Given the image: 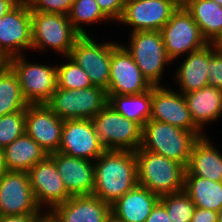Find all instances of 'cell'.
<instances>
[{
  "label": "cell",
  "mask_w": 222,
  "mask_h": 222,
  "mask_svg": "<svg viewBox=\"0 0 222 222\" xmlns=\"http://www.w3.org/2000/svg\"><path fill=\"white\" fill-rule=\"evenodd\" d=\"M95 162L92 195L105 203L112 205L138 184L135 152L105 150Z\"/></svg>",
  "instance_id": "1"
},
{
  "label": "cell",
  "mask_w": 222,
  "mask_h": 222,
  "mask_svg": "<svg viewBox=\"0 0 222 222\" xmlns=\"http://www.w3.org/2000/svg\"><path fill=\"white\" fill-rule=\"evenodd\" d=\"M137 181L159 197L184 191L186 167L160 154L138 149Z\"/></svg>",
  "instance_id": "2"
},
{
  "label": "cell",
  "mask_w": 222,
  "mask_h": 222,
  "mask_svg": "<svg viewBox=\"0 0 222 222\" xmlns=\"http://www.w3.org/2000/svg\"><path fill=\"white\" fill-rule=\"evenodd\" d=\"M202 132H190L168 123L149 120L142 127L139 149L160 154L187 167L191 150Z\"/></svg>",
  "instance_id": "3"
},
{
  "label": "cell",
  "mask_w": 222,
  "mask_h": 222,
  "mask_svg": "<svg viewBox=\"0 0 222 222\" xmlns=\"http://www.w3.org/2000/svg\"><path fill=\"white\" fill-rule=\"evenodd\" d=\"M91 121L100 143L106 150L135 152L141 147L142 127L116 112L109 104Z\"/></svg>",
  "instance_id": "4"
},
{
  "label": "cell",
  "mask_w": 222,
  "mask_h": 222,
  "mask_svg": "<svg viewBox=\"0 0 222 222\" xmlns=\"http://www.w3.org/2000/svg\"><path fill=\"white\" fill-rule=\"evenodd\" d=\"M108 104L107 91L98 86L83 89L56 88L46 105L63 120L92 119Z\"/></svg>",
  "instance_id": "5"
},
{
  "label": "cell",
  "mask_w": 222,
  "mask_h": 222,
  "mask_svg": "<svg viewBox=\"0 0 222 222\" xmlns=\"http://www.w3.org/2000/svg\"><path fill=\"white\" fill-rule=\"evenodd\" d=\"M32 48L50 46L65 57L81 36L71 24L68 15L31 11Z\"/></svg>",
  "instance_id": "6"
},
{
  "label": "cell",
  "mask_w": 222,
  "mask_h": 222,
  "mask_svg": "<svg viewBox=\"0 0 222 222\" xmlns=\"http://www.w3.org/2000/svg\"><path fill=\"white\" fill-rule=\"evenodd\" d=\"M16 74L28 104H46L57 88V67L25 61L22 55L5 62Z\"/></svg>",
  "instance_id": "7"
},
{
  "label": "cell",
  "mask_w": 222,
  "mask_h": 222,
  "mask_svg": "<svg viewBox=\"0 0 222 222\" xmlns=\"http://www.w3.org/2000/svg\"><path fill=\"white\" fill-rule=\"evenodd\" d=\"M130 36L129 48L134 62L152 86H160L164 65L169 59L161 31H137Z\"/></svg>",
  "instance_id": "8"
},
{
  "label": "cell",
  "mask_w": 222,
  "mask_h": 222,
  "mask_svg": "<svg viewBox=\"0 0 222 222\" xmlns=\"http://www.w3.org/2000/svg\"><path fill=\"white\" fill-rule=\"evenodd\" d=\"M117 46L114 42L98 44L89 35H81L73 45L69 57L88 74L93 86L107 91L112 51Z\"/></svg>",
  "instance_id": "9"
},
{
  "label": "cell",
  "mask_w": 222,
  "mask_h": 222,
  "mask_svg": "<svg viewBox=\"0 0 222 222\" xmlns=\"http://www.w3.org/2000/svg\"><path fill=\"white\" fill-rule=\"evenodd\" d=\"M32 48L31 10L26 0L0 18V60L20 56V49Z\"/></svg>",
  "instance_id": "10"
},
{
  "label": "cell",
  "mask_w": 222,
  "mask_h": 222,
  "mask_svg": "<svg viewBox=\"0 0 222 222\" xmlns=\"http://www.w3.org/2000/svg\"><path fill=\"white\" fill-rule=\"evenodd\" d=\"M28 172L6 170L0 176V216L40 214Z\"/></svg>",
  "instance_id": "11"
},
{
  "label": "cell",
  "mask_w": 222,
  "mask_h": 222,
  "mask_svg": "<svg viewBox=\"0 0 222 222\" xmlns=\"http://www.w3.org/2000/svg\"><path fill=\"white\" fill-rule=\"evenodd\" d=\"M160 31L170 60L176 59L185 52L191 53L201 49L208 44L199 26L186 9H177Z\"/></svg>",
  "instance_id": "12"
},
{
  "label": "cell",
  "mask_w": 222,
  "mask_h": 222,
  "mask_svg": "<svg viewBox=\"0 0 222 222\" xmlns=\"http://www.w3.org/2000/svg\"><path fill=\"white\" fill-rule=\"evenodd\" d=\"M152 87L134 62L132 55L125 46L119 44L112 51L107 94L137 95Z\"/></svg>",
  "instance_id": "13"
},
{
  "label": "cell",
  "mask_w": 222,
  "mask_h": 222,
  "mask_svg": "<svg viewBox=\"0 0 222 222\" xmlns=\"http://www.w3.org/2000/svg\"><path fill=\"white\" fill-rule=\"evenodd\" d=\"M64 120L46 104H29L25 110V133L35 140L47 155L58 152Z\"/></svg>",
  "instance_id": "14"
},
{
  "label": "cell",
  "mask_w": 222,
  "mask_h": 222,
  "mask_svg": "<svg viewBox=\"0 0 222 222\" xmlns=\"http://www.w3.org/2000/svg\"><path fill=\"white\" fill-rule=\"evenodd\" d=\"M105 150L94 131L91 119L64 120L58 152L95 161Z\"/></svg>",
  "instance_id": "15"
},
{
  "label": "cell",
  "mask_w": 222,
  "mask_h": 222,
  "mask_svg": "<svg viewBox=\"0 0 222 222\" xmlns=\"http://www.w3.org/2000/svg\"><path fill=\"white\" fill-rule=\"evenodd\" d=\"M176 10L169 0H126L118 21L133 26V32L160 31Z\"/></svg>",
  "instance_id": "16"
},
{
  "label": "cell",
  "mask_w": 222,
  "mask_h": 222,
  "mask_svg": "<svg viewBox=\"0 0 222 222\" xmlns=\"http://www.w3.org/2000/svg\"><path fill=\"white\" fill-rule=\"evenodd\" d=\"M27 172L35 200L40 208L47 203L52 210L71 197L56 169L54 160L49 155Z\"/></svg>",
  "instance_id": "17"
},
{
  "label": "cell",
  "mask_w": 222,
  "mask_h": 222,
  "mask_svg": "<svg viewBox=\"0 0 222 222\" xmlns=\"http://www.w3.org/2000/svg\"><path fill=\"white\" fill-rule=\"evenodd\" d=\"M150 120L168 123L190 132H202L191 118L184 94L166 87H152Z\"/></svg>",
  "instance_id": "18"
},
{
  "label": "cell",
  "mask_w": 222,
  "mask_h": 222,
  "mask_svg": "<svg viewBox=\"0 0 222 222\" xmlns=\"http://www.w3.org/2000/svg\"><path fill=\"white\" fill-rule=\"evenodd\" d=\"M49 156L54 160L56 169L71 196L93 194L94 163L61 152H55Z\"/></svg>",
  "instance_id": "19"
},
{
  "label": "cell",
  "mask_w": 222,
  "mask_h": 222,
  "mask_svg": "<svg viewBox=\"0 0 222 222\" xmlns=\"http://www.w3.org/2000/svg\"><path fill=\"white\" fill-rule=\"evenodd\" d=\"M48 213L57 222H105L111 205L94 195L71 196Z\"/></svg>",
  "instance_id": "20"
},
{
  "label": "cell",
  "mask_w": 222,
  "mask_h": 222,
  "mask_svg": "<svg viewBox=\"0 0 222 222\" xmlns=\"http://www.w3.org/2000/svg\"><path fill=\"white\" fill-rule=\"evenodd\" d=\"M159 198L137 184L111 205V213L121 222H145Z\"/></svg>",
  "instance_id": "21"
},
{
  "label": "cell",
  "mask_w": 222,
  "mask_h": 222,
  "mask_svg": "<svg viewBox=\"0 0 222 222\" xmlns=\"http://www.w3.org/2000/svg\"><path fill=\"white\" fill-rule=\"evenodd\" d=\"M206 137L203 135L194 143L185 176H200L211 181H222V155Z\"/></svg>",
  "instance_id": "22"
},
{
  "label": "cell",
  "mask_w": 222,
  "mask_h": 222,
  "mask_svg": "<svg viewBox=\"0 0 222 222\" xmlns=\"http://www.w3.org/2000/svg\"><path fill=\"white\" fill-rule=\"evenodd\" d=\"M213 48L214 44L208 43L201 49L188 53L176 74L181 93L186 94L208 86V55Z\"/></svg>",
  "instance_id": "23"
},
{
  "label": "cell",
  "mask_w": 222,
  "mask_h": 222,
  "mask_svg": "<svg viewBox=\"0 0 222 222\" xmlns=\"http://www.w3.org/2000/svg\"><path fill=\"white\" fill-rule=\"evenodd\" d=\"M194 124L201 130L207 122L218 119L222 114V90L205 86L184 94Z\"/></svg>",
  "instance_id": "24"
},
{
  "label": "cell",
  "mask_w": 222,
  "mask_h": 222,
  "mask_svg": "<svg viewBox=\"0 0 222 222\" xmlns=\"http://www.w3.org/2000/svg\"><path fill=\"white\" fill-rule=\"evenodd\" d=\"M186 11L208 43L222 46V6L213 0H193Z\"/></svg>",
  "instance_id": "25"
},
{
  "label": "cell",
  "mask_w": 222,
  "mask_h": 222,
  "mask_svg": "<svg viewBox=\"0 0 222 222\" xmlns=\"http://www.w3.org/2000/svg\"><path fill=\"white\" fill-rule=\"evenodd\" d=\"M46 156L47 153L26 133L3 149L6 170L27 172Z\"/></svg>",
  "instance_id": "26"
},
{
  "label": "cell",
  "mask_w": 222,
  "mask_h": 222,
  "mask_svg": "<svg viewBox=\"0 0 222 222\" xmlns=\"http://www.w3.org/2000/svg\"><path fill=\"white\" fill-rule=\"evenodd\" d=\"M184 192L195 207L218 212L222 208V181L200 176H185Z\"/></svg>",
  "instance_id": "27"
},
{
  "label": "cell",
  "mask_w": 222,
  "mask_h": 222,
  "mask_svg": "<svg viewBox=\"0 0 222 222\" xmlns=\"http://www.w3.org/2000/svg\"><path fill=\"white\" fill-rule=\"evenodd\" d=\"M108 104L118 113L143 127L151 117L152 88L142 94H107Z\"/></svg>",
  "instance_id": "28"
},
{
  "label": "cell",
  "mask_w": 222,
  "mask_h": 222,
  "mask_svg": "<svg viewBox=\"0 0 222 222\" xmlns=\"http://www.w3.org/2000/svg\"><path fill=\"white\" fill-rule=\"evenodd\" d=\"M28 105L16 74L3 62L0 66V116L26 110Z\"/></svg>",
  "instance_id": "29"
},
{
  "label": "cell",
  "mask_w": 222,
  "mask_h": 222,
  "mask_svg": "<svg viewBox=\"0 0 222 222\" xmlns=\"http://www.w3.org/2000/svg\"><path fill=\"white\" fill-rule=\"evenodd\" d=\"M68 18L80 35H88L79 23L92 24L109 18L102 12L96 0H74Z\"/></svg>",
  "instance_id": "30"
},
{
  "label": "cell",
  "mask_w": 222,
  "mask_h": 222,
  "mask_svg": "<svg viewBox=\"0 0 222 222\" xmlns=\"http://www.w3.org/2000/svg\"><path fill=\"white\" fill-rule=\"evenodd\" d=\"M159 201L165 206L171 222H191L196 207L184 191L160 196Z\"/></svg>",
  "instance_id": "31"
},
{
  "label": "cell",
  "mask_w": 222,
  "mask_h": 222,
  "mask_svg": "<svg viewBox=\"0 0 222 222\" xmlns=\"http://www.w3.org/2000/svg\"><path fill=\"white\" fill-rule=\"evenodd\" d=\"M69 62L57 67V87L60 89H83L93 86L88 74L73 61L66 56Z\"/></svg>",
  "instance_id": "32"
},
{
  "label": "cell",
  "mask_w": 222,
  "mask_h": 222,
  "mask_svg": "<svg viewBox=\"0 0 222 222\" xmlns=\"http://www.w3.org/2000/svg\"><path fill=\"white\" fill-rule=\"evenodd\" d=\"M25 133V110L0 116V149Z\"/></svg>",
  "instance_id": "33"
},
{
  "label": "cell",
  "mask_w": 222,
  "mask_h": 222,
  "mask_svg": "<svg viewBox=\"0 0 222 222\" xmlns=\"http://www.w3.org/2000/svg\"><path fill=\"white\" fill-rule=\"evenodd\" d=\"M31 11L68 15L74 0H26Z\"/></svg>",
  "instance_id": "34"
},
{
  "label": "cell",
  "mask_w": 222,
  "mask_h": 222,
  "mask_svg": "<svg viewBox=\"0 0 222 222\" xmlns=\"http://www.w3.org/2000/svg\"><path fill=\"white\" fill-rule=\"evenodd\" d=\"M208 86L222 90V46L214 44V50L208 55Z\"/></svg>",
  "instance_id": "35"
},
{
  "label": "cell",
  "mask_w": 222,
  "mask_h": 222,
  "mask_svg": "<svg viewBox=\"0 0 222 222\" xmlns=\"http://www.w3.org/2000/svg\"><path fill=\"white\" fill-rule=\"evenodd\" d=\"M102 12L110 19L121 18L126 0H96Z\"/></svg>",
  "instance_id": "36"
},
{
  "label": "cell",
  "mask_w": 222,
  "mask_h": 222,
  "mask_svg": "<svg viewBox=\"0 0 222 222\" xmlns=\"http://www.w3.org/2000/svg\"><path fill=\"white\" fill-rule=\"evenodd\" d=\"M145 222H171L165 206L158 201Z\"/></svg>",
  "instance_id": "37"
},
{
  "label": "cell",
  "mask_w": 222,
  "mask_h": 222,
  "mask_svg": "<svg viewBox=\"0 0 222 222\" xmlns=\"http://www.w3.org/2000/svg\"><path fill=\"white\" fill-rule=\"evenodd\" d=\"M191 222H218V212L196 207Z\"/></svg>",
  "instance_id": "38"
},
{
  "label": "cell",
  "mask_w": 222,
  "mask_h": 222,
  "mask_svg": "<svg viewBox=\"0 0 222 222\" xmlns=\"http://www.w3.org/2000/svg\"><path fill=\"white\" fill-rule=\"evenodd\" d=\"M40 216L6 215L0 216V222H36Z\"/></svg>",
  "instance_id": "39"
},
{
  "label": "cell",
  "mask_w": 222,
  "mask_h": 222,
  "mask_svg": "<svg viewBox=\"0 0 222 222\" xmlns=\"http://www.w3.org/2000/svg\"><path fill=\"white\" fill-rule=\"evenodd\" d=\"M21 0H0V18L15 7Z\"/></svg>",
  "instance_id": "40"
},
{
  "label": "cell",
  "mask_w": 222,
  "mask_h": 222,
  "mask_svg": "<svg viewBox=\"0 0 222 222\" xmlns=\"http://www.w3.org/2000/svg\"><path fill=\"white\" fill-rule=\"evenodd\" d=\"M176 9H186L193 0H169Z\"/></svg>",
  "instance_id": "41"
},
{
  "label": "cell",
  "mask_w": 222,
  "mask_h": 222,
  "mask_svg": "<svg viewBox=\"0 0 222 222\" xmlns=\"http://www.w3.org/2000/svg\"><path fill=\"white\" fill-rule=\"evenodd\" d=\"M43 213L42 216H40L36 222H57L49 213L45 214Z\"/></svg>",
  "instance_id": "42"
},
{
  "label": "cell",
  "mask_w": 222,
  "mask_h": 222,
  "mask_svg": "<svg viewBox=\"0 0 222 222\" xmlns=\"http://www.w3.org/2000/svg\"><path fill=\"white\" fill-rule=\"evenodd\" d=\"M6 171L3 159V150L0 149V176Z\"/></svg>",
  "instance_id": "43"
},
{
  "label": "cell",
  "mask_w": 222,
  "mask_h": 222,
  "mask_svg": "<svg viewBox=\"0 0 222 222\" xmlns=\"http://www.w3.org/2000/svg\"><path fill=\"white\" fill-rule=\"evenodd\" d=\"M105 222H121L119 219H117L112 213L110 216L106 219Z\"/></svg>",
  "instance_id": "44"
},
{
  "label": "cell",
  "mask_w": 222,
  "mask_h": 222,
  "mask_svg": "<svg viewBox=\"0 0 222 222\" xmlns=\"http://www.w3.org/2000/svg\"><path fill=\"white\" fill-rule=\"evenodd\" d=\"M218 222H222V208L218 211Z\"/></svg>",
  "instance_id": "45"
},
{
  "label": "cell",
  "mask_w": 222,
  "mask_h": 222,
  "mask_svg": "<svg viewBox=\"0 0 222 222\" xmlns=\"http://www.w3.org/2000/svg\"><path fill=\"white\" fill-rule=\"evenodd\" d=\"M215 1L218 5L222 6V0H213Z\"/></svg>",
  "instance_id": "46"
}]
</instances>
